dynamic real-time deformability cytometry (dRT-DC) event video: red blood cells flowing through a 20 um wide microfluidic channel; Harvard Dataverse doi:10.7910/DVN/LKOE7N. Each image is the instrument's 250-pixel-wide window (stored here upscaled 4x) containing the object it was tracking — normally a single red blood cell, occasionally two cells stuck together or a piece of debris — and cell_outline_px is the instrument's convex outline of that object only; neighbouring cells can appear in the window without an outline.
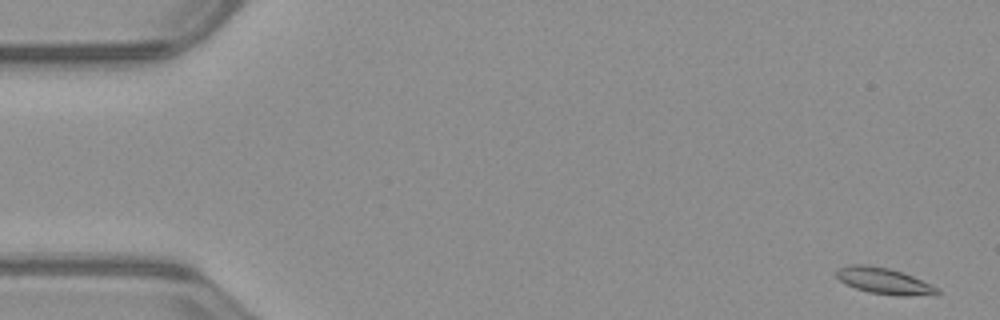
{"species": "common noctule bat (a hibernating species)", "species_latin": "Nyctalus noctula", "temperature_condition": "warm", "stored_images_in_passage": 51, "camera_frame_rate_fps": 3000, "um_per_image_px": 0.085, "animal": {"sex": "male", "body_mass_g": 23.1, "forearm_length_mm": 52.7}, "frame": {"image": 1, "passage_image": 1, "time_ms": 0.0, "image_size_px": [1000, 320], "cell_outline_px": [[940, 292], [936, 296], [900, 296], [868, 292], [856, 288], [840, 280], [836, 276], [836, 268], [848, 264], [868, 264], [888, 268], [912, 276], [932, 284], [940, 288]], "centroid_in_image_um": [75.19, 23.89], "position_along_channel_um": 9.8, "area_um2": 15.66}}
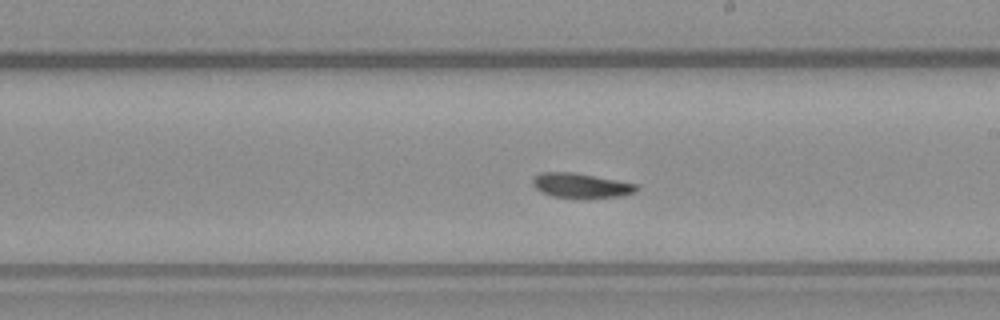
{"frame": {"image": 2, "passage_image": 29, "time_ms": 9.333, "image_size_px": [1000, 320], "cell_outline_px": [[640, 188], [636, 192], [620, 196], [588, 200], [552, 196], [536, 188], [532, 184], [532, 180], [540, 172], [572, 172], [616, 180], [636, 184]], "centroid_in_image_um": [49.42, 15.8], "position_along_channel_um": 239.6, "area_um2": 15.2}}
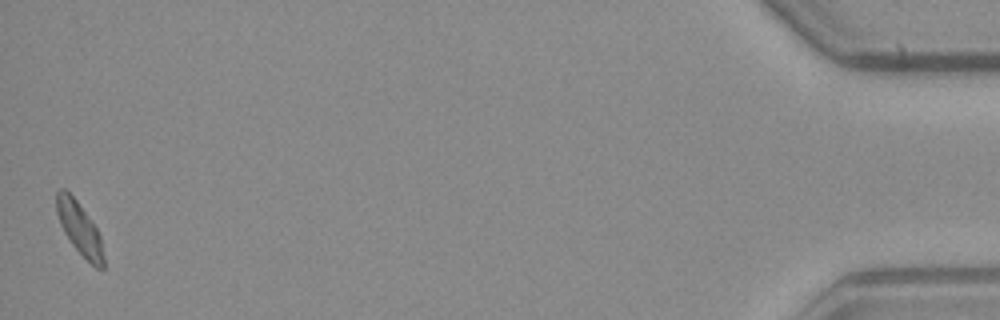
{"frame": {"image": 3, "passage_image": 51, "time_ms": 16.667, "image_size_px": [1000, 320], "cell_outline_px": [[104, 268], [96, 268], [72, 244], [64, 232], [60, 224], [56, 212], [56, 192], [60, 188], [64, 188], [76, 200], [96, 228], [100, 236], [104, 256]], "centroid_in_image_um": [6.74, 19.41], "position_along_channel_um": 428.5, "area_um2": 14.05}, "authors_computed_cell_mechanics": {"area_um2": 15.028, "velocity_mm_per_s": 3.9573, "shape_relaxation_time_tau1_ms": null, "shape_relaxation_time_tau2_ms": 8.9284, "deformation_change_tau1": null, "deformation_change_tau2": 0.1608}}